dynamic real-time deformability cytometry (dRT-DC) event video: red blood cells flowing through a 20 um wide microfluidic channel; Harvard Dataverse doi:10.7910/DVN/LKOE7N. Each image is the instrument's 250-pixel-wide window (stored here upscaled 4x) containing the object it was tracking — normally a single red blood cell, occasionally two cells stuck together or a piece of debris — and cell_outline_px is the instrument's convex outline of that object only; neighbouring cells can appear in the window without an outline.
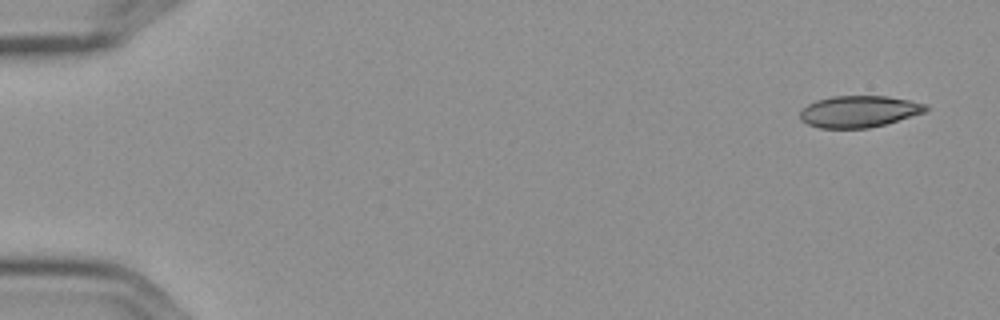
{"species": "Egyptian fruit bat (a non-hibernating species)", "species_latin": "Rousettus aegyptiacus", "temperature_condition": "cold", "stored_images_in_passage": 5, "camera_frame_rate_fps": 3000, "um_per_image_px": 0.085, "frame": {"image": 1, "passage_image": 1, "time_ms": 0.0, "image_size_px": [1000, 320], "cell_outline_px": [[928, 108], [924, 112], [884, 124], [868, 128], [820, 128], [808, 124], [800, 120], [800, 112], [808, 104], [816, 100], [832, 96], [888, 96], [928, 104]], "centroid_in_image_um": [72.99, 9.47], "position_along_channel_um": 12.0, "area_um2": 23.0}}
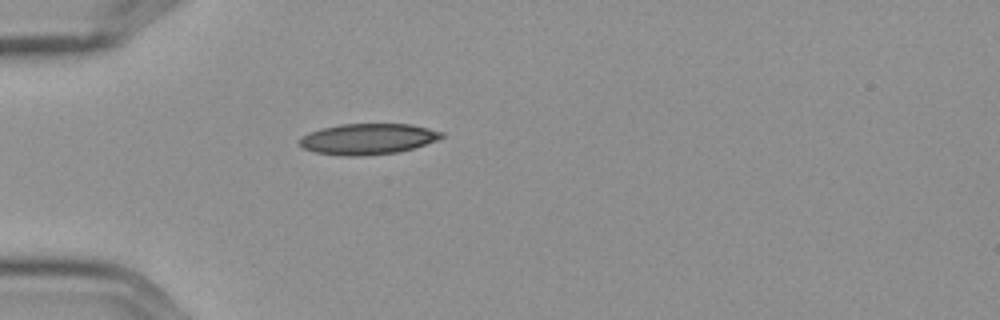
{"frame": {"image": 2, "passage_image": 5, "time_ms": 1.333, "image_size_px": [1000, 320], "cell_outline_px": [[444, 136], [436, 140], [412, 148], [396, 152], [360, 156], [348, 156], [316, 152], [304, 148], [300, 144], [300, 140], [304, 136], [320, 128], [340, 124], [412, 124], [444, 132]], "centroid_in_image_um": [31.3, 11.8], "position_along_channel_um": 53.7, "area_um2": 25.14}}